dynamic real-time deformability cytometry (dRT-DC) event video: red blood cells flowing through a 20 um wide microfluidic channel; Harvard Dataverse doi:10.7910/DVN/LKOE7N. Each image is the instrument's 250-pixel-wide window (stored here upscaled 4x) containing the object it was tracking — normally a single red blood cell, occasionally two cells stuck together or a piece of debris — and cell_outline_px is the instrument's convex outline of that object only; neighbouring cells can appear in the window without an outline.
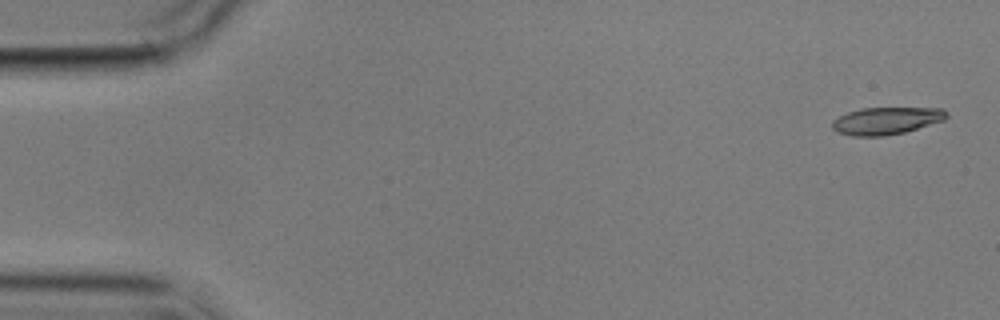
{"species": "common noctule bat (a hibernating species)", "species_latin": "Nyctalus noctula", "temperature_condition": "cold", "stored_images_in_passage": 3, "camera_frame_rate_fps": 3000, "um_per_image_px": 0.085, "animal": {"sex": "male", "body_mass_g": 17.9}, "frame": {"image": 1, "passage_image": 1, "time_ms": 0.0, "image_size_px": [1000, 320], "cell_outline_px": [[948, 116], [944, 120], [904, 132], [884, 136], [852, 136], [836, 132], [832, 128], [832, 120], [848, 112], [860, 108], [944, 108], [948, 112]], "centroid_in_image_um": [75.33, 10.26], "position_along_channel_um": 9.7, "area_um2": 18.21}}
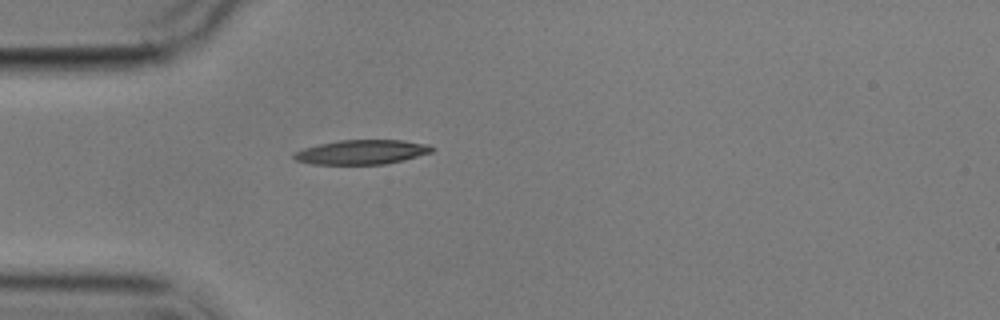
{"frame": {"image": 2, "passage_image": 3, "time_ms": 4.667, "image_size_px": [1000, 320], "cell_outline_px": [[432, 152], [404, 160], [384, 164], [312, 164], [296, 160], [292, 156], [296, 152], [304, 148], [320, 144], [340, 140], [404, 140], [428, 144], [432, 148]], "centroid_in_image_um": [30.76, 12.92], "position_along_channel_um": 54.2, "area_um2": 19.48}}